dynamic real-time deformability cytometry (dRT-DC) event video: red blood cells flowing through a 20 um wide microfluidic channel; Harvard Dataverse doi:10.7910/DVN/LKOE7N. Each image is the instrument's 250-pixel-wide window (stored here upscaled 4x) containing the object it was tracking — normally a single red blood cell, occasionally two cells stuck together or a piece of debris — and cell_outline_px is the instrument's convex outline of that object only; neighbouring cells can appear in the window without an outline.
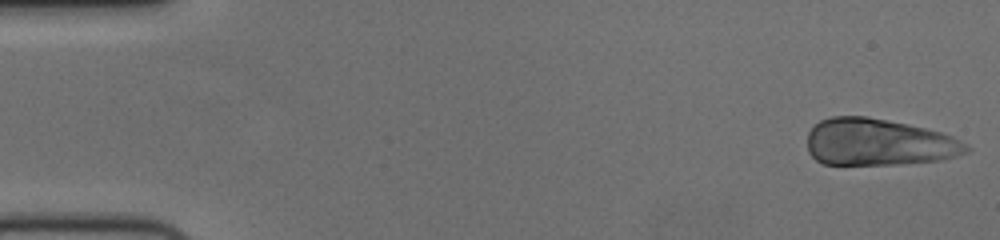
{"species": "human", "species_latin": "Homo sapiens", "temperature_condition": "cold", "stored_images_in_passage": 54, "camera_frame_rate_fps": 3000, "um_per_image_px": 0.085, "donor": {"sex": "female"}, "frame": {"image": 1, "passage_image": 1, "time_ms": 0.0, "image_size_px": [1000, 240], "cell_outline_px": [[972, 148], [968, 152], [944, 160], [896, 164], [824, 164], [816, 160], [808, 152], [808, 132], [812, 124], [820, 120], [832, 116], [868, 116], [908, 124], [940, 132], [952, 136], [968, 144]], "centroid_in_image_um": [74.68, 12.08], "position_along_channel_um": 10.3, "area_um2": 43.81}}
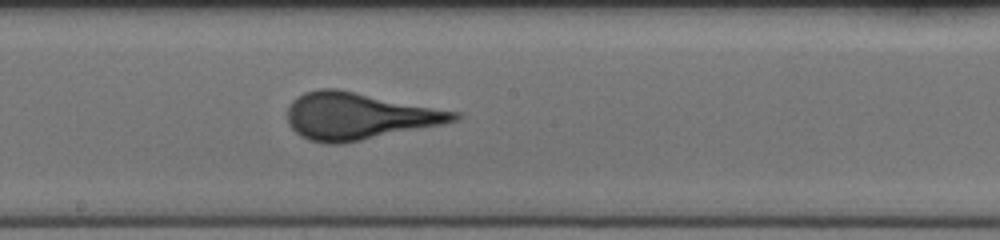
{"frame": {"image": 2, "passage_image": 29, "time_ms": 9.333, "image_size_px": [1000, 240], "cell_outline_px": [[464, 116], [460, 120], [444, 124], [344, 144], [324, 144], [308, 140], [300, 136], [288, 124], [288, 108], [292, 100], [296, 96], [304, 92], [320, 88], [336, 88], [460, 112]], "centroid_in_image_um": [30.51, 9.88], "position_along_channel_um": 217.7, "area_um2": 46.07}}
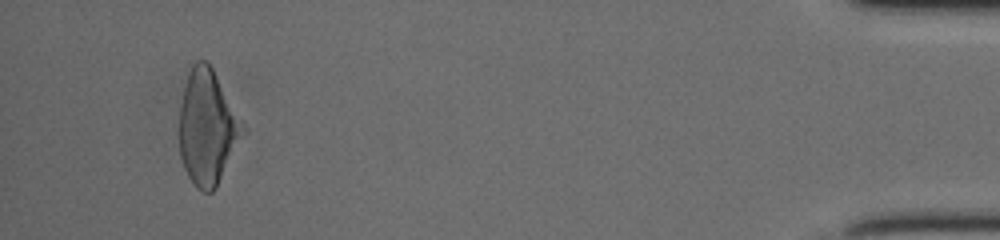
{"frame": {"image": 3, "passage_image": 51, "time_ms": 16.667, "image_size_px": [1000, 240], "cell_outline_px": [[248, 132], [216, 188], [212, 192], [204, 192], [196, 188], [188, 176], [184, 168], [180, 156], [180, 104], [188, 72], [192, 64], [196, 60], [208, 60], [248, 128]], "centroid_in_image_um": [17.69, 10.83], "position_along_channel_um": 417.5, "area_um2": 43.52}}